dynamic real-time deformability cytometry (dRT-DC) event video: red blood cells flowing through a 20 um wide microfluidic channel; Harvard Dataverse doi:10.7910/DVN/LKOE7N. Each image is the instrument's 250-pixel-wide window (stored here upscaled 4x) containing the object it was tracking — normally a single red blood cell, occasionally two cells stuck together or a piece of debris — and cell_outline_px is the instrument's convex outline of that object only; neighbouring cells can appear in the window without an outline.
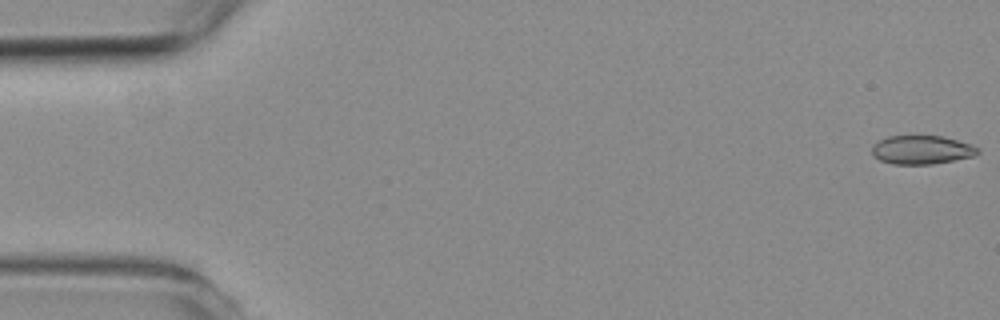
{"species": "common noctule bat (a hibernating species)", "species_latin": "Nyctalus noctula", "temperature_condition": "room temperature", "stored_images_in_passage": 5, "camera_frame_rate_fps": 3000, "um_per_image_px": 0.085, "animal": {"sex": "female", "body_mass_g": 19.3, "forearm_length_mm": 54.1}, "frame": {"image": 1, "passage_image": 1, "time_ms": 0.0, "image_size_px": [1000, 320], "cell_outline_px": [[980, 152], [976, 156], [932, 164], [892, 164], [880, 160], [872, 156], [872, 144], [888, 136], [940, 136], [972, 144], [980, 148]], "centroid_in_image_um": [78.35, 12.74], "position_along_channel_um": 6.6, "area_um2": 17.8}}